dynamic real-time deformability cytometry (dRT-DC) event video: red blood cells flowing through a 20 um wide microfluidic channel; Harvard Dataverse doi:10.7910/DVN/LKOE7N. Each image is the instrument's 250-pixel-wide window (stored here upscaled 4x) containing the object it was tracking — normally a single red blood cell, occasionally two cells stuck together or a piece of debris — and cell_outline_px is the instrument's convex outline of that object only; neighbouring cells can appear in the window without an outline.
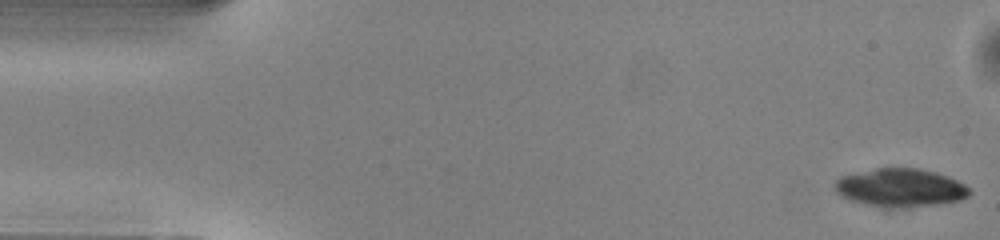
{"species": "common noctule bat (a hibernating species)", "species_latin": "Nyctalus noctula", "temperature_condition": "warm", "stored_images_in_passage": 50, "camera_frame_rate_fps": 3000, "um_per_image_px": 0.085, "animal": {"sex": "male", "body_mass_g": 13.0, "forearm_length_mm": 53.1}, "frame": {"image": 1, "passage_image": 1, "time_ms": 0.0, "image_size_px": [1000, 240], "cell_outline_px": [[972, 192], [968, 196], [960, 200], [940, 204], [904, 208], [880, 208], [848, 200], [840, 196], [832, 188], [832, 184], [840, 176], [876, 168], [920, 168], [936, 172], [948, 176], [964, 184]], "centroid_in_image_um": [76.48, 15.97], "position_along_channel_um": 8.5, "area_um2": 30.63}}
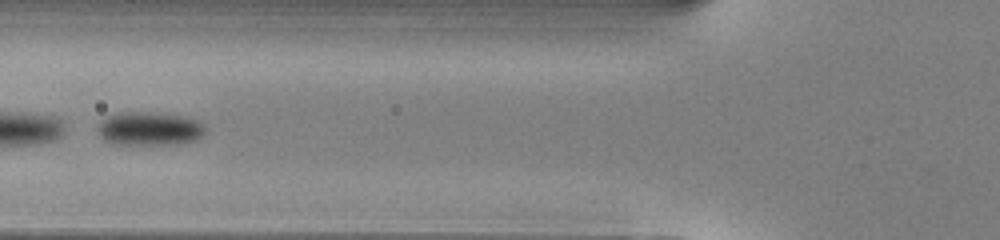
{"frame": {"image": 2, "passage_image": 19, "time_ms": 6.0, "image_size_px": [1000, 240], "cell_outline_px": [[204, 132], [196, 140], [180, 144], [116, 144], [104, 140], [100, 136], [96, 128], [100, 120], [108, 116], [124, 112], [152, 112], [180, 116], [196, 120], [204, 124]], "centroid_in_image_um": [12.67, 10.94], "position_along_channel_um": 113.1, "area_um2": 20.98}}
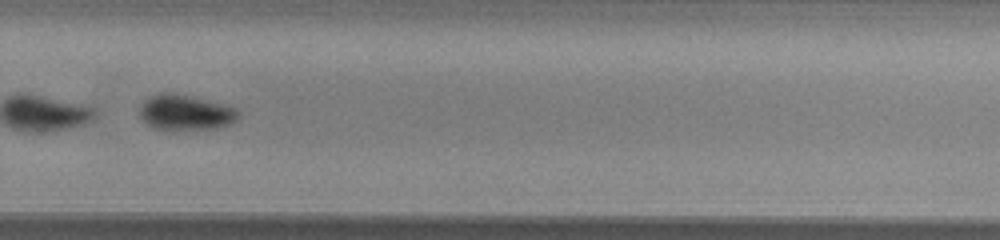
{"frame": {"image": 3, "passage_image": 34, "time_ms": 11.0, "image_size_px": [1000, 240], "cell_outline_px": [[240, 116], [232, 124], [216, 128], [172, 132], [152, 128], [144, 124], [140, 116], [140, 104], [144, 100], [160, 92], [168, 92], [188, 96], [224, 104], [236, 108], [240, 112]], "centroid_in_image_um": [15.74, 9.61], "position_along_channel_um": 314.1, "area_um2": 21.04}}